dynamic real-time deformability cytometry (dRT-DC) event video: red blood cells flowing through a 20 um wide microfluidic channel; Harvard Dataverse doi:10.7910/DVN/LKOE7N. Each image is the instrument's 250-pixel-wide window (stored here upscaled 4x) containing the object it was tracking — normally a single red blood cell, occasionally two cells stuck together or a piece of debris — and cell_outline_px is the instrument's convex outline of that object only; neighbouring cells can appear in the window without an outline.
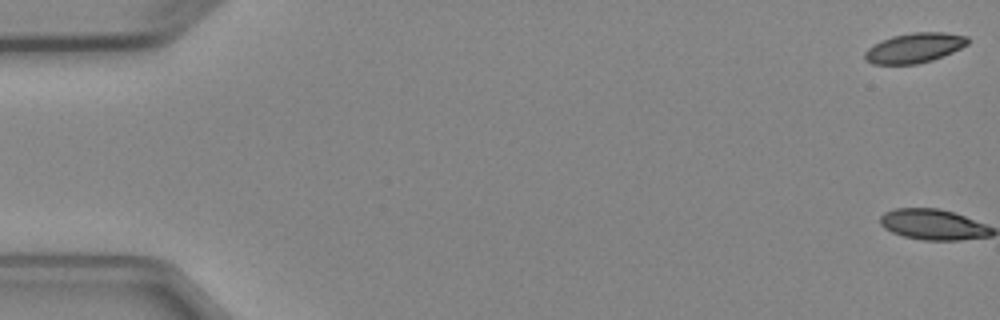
{"species": "Egyptian fruit bat (a non-hibernating species)", "species_latin": "Rousettus aegyptiacus", "temperature_condition": "cold", "stored_images_in_passage": 5, "camera_frame_rate_fps": 3000, "um_per_image_px": 0.085, "animal": {"sex": "female"}, "frame": {"image": 1, "passage_image": 1, "time_ms": 0.0, "image_size_px": [1000, 320], "cell_outline_px": [[968, 44], [952, 52], [932, 60], [916, 64], [872, 64], [864, 60], [864, 52], [872, 44], [880, 40], [892, 36], [912, 32], [944, 32], [968, 36]], "centroid_in_image_um": [77.68, 4.06], "position_along_channel_um": 7.3, "area_um2": 18.03}}